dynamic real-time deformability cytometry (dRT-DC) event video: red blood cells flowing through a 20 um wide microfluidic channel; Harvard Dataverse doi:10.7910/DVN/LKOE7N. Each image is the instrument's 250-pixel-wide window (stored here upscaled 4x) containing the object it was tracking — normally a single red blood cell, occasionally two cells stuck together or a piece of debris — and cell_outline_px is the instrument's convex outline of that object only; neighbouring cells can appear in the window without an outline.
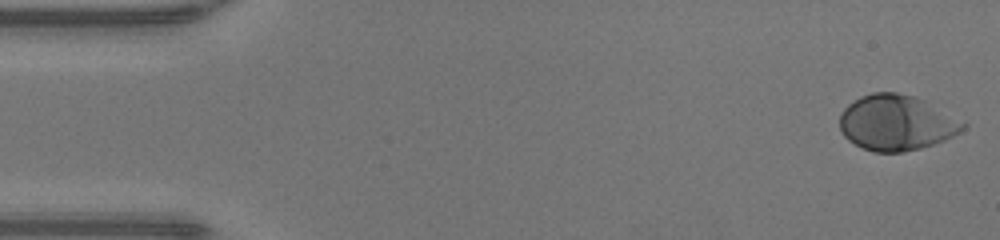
{"species": "human", "species_latin": "Homo sapiens", "temperature_condition": "warm", "stored_images_in_passage": 48, "camera_frame_rate_fps": 3000, "um_per_image_px": 0.085, "donor": {"sex": "male"}, "frame": {"image": 1, "passage_image": 1, "time_ms": 0.0, "image_size_px": [1000, 240], "cell_outline_px": [[968, 124], [960, 132], [944, 140], [920, 148], [904, 152], [872, 152], [848, 140], [844, 136], [840, 128], [840, 116], [844, 108], [848, 104], [860, 96], [872, 92], [896, 92], [916, 96], [928, 100]], "centroid_in_image_um": [76.22, 10.41], "position_along_channel_um": 8.8, "area_um2": 40.17}}
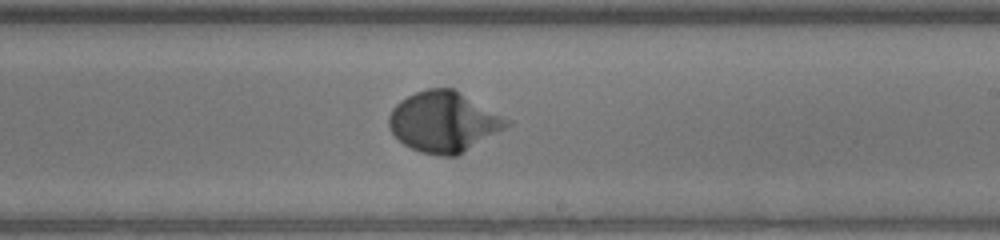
{"frame": {"image": 2, "passage_image": 28, "time_ms": 9.0, "image_size_px": [1000, 240], "cell_outline_px": [[516, 120], [512, 124], [456, 156], [440, 156], [420, 152], [404, 144], [392, 132], [388, 124], [388, 116], [392, 108], [400, 100], [416, 92], [428, 88], [452, 88]], "centroid_in_image_um": [37.77, 10.34], "position_along_channel_um": 251.2, "area_um2": 41.73}}
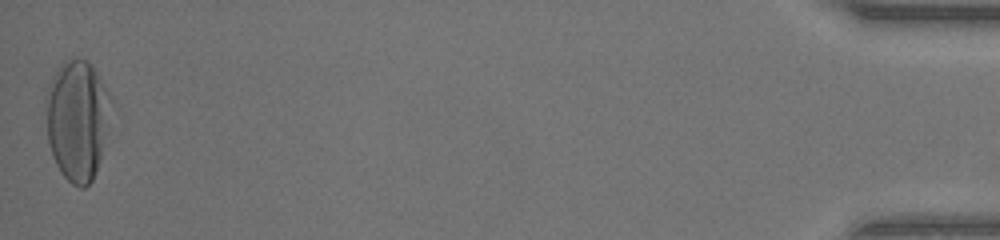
{"frame": {"image": 3, "passage_image": 48, "time_ms": 15.667, "image_size_px": [1000, 240], "cell_outline_px": [[112, 100], [100, 156], [92, 180], [84, 188], [80, 188], [72, 184], [60, 172], [52, 156], [48, 144], [48, 84], [52, 76], [60, 64], [64, 60], [72, 56], [88, 60], [96, 72], [108, 92]], "centroid_in_image_um": [6.56, 10.15], "position_along_channel_um": 428.6, "area_um2": 44.97}, "authors_computed_cell_mechanics": {"area_um2": 37.9168, "velocity_mm_per_s": 4.2226, "shape_relaxation_time_tau1_ms": 2.9488, "shape_relaxation_time_tau2_ms": null, "deformation_change_tau1": 0.2046, "deformation_change_tau2": null}}